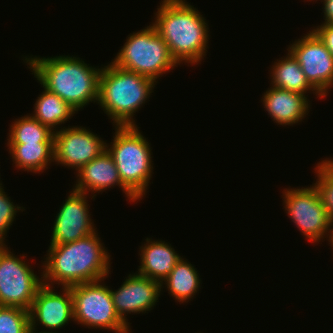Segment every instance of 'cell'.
Listing matches in <instances>:
<instances>
[{
	"mask_svg": "<svg viewBox=\"0 0 333 333\" xmlns=\"http://www.w3.org/2000/svg\"><path fill=\"white\" fill-rule=\"evenodd\" d=\"M101 242L95 231L74 242L50 245L43 261V284L54 286L56 282L62 287H71L105 280L111 260Z\"/></svg>",
	"mask_w": 333,
	"mask_h": 333,
	"instance_id": "6da1fadb",
	"label": "cell"
},
{
	"mask_svg": "<svg viewBox=\"0 0 333 333\" xmlns=\"http://www.w3.org/2000/svg\"><path fill=\"white\" fill-rule=\"evenodd\" d=\"M79 57H26L34 77L43 88L57 94L76 112L90 102L98 101L99 81L102 68L89 66Z\"/></svg>",
	"mask_w": 333,
	"mask_h": 333,
	"instance_id": "7a4b0ae2",
	"label": "cell"
},
{
	"mask_svg": "<svg viewBox=\"0 0 333 333\" xmlns=\"http://www.w3.org/2000/svg\"><path fill=\"white\" fill-rule=\"evenodd\" d=\"M158 7L152 25L178 65L201 64L209 41L207 20L185 0H163Z\"/></svg>",
	"mask_w": 333,
	"mask_h": 333,
	"instance_id": "3957f363",
	"label": "cell"
},
{
	"mask_svg": "<svg viewBox=\"0 0 333 333\" xmlns=\"http://www.w3.org/2000/svg\"><path fill=\"white\" fill-rule=\"evenodd\" d=\"M155 81L117 67L112 62L102 67L97 104L115 126H136L132 118L148 100Z\"/></svg>",
	"mask_w": 333,
	"mask_h": 333,
	"instance_id": "277c9868",
	"label": "cell"
},
{
	"mask_svg": "<svg viewBox=\"0 0 333 333\" xmlns=\"http://www.w3.org/2000/svg\"><path fill=\"white\" fill-rule=\"evenodd\" d=\"M114 127V139L111 146L106 144V149L114 159L123 185L139 201L146 195L152 178V149L137 125Z\"/></svg>",
	"mask_w": 333,
	"mask_h": 333,
	"instance_id": "5b68a950",
	"label": "cell"
},
{
	"mask_svg": "<svg viewBox=\"0 0 333 333\" xmlns=\"http://www.w3.org/2000/svg\"><path fill=\"white\" fill-rule=\"evenodd\" d=\"M111 62L121 69L146 76L155 82L178 64L152 24L130 34Z\"/></svg>",
	"mask_w": 333,
	"mask_h": 333,
	"instance_id": "8992f818",
	"label": "cell"
},
{
	"mask_svg": "<svg viewBox=\"0 0 333 333\" xmlns=\"http://www.w3.org/2000/svg\"><path fill=\"white\" fill-rule=\"evenodd\" d=\"M104 280L71 286L73 321L88 328L107 329L115 333H130L115 311L110 288Z\"/></svg>",
	"mask_w": 333,
	"mask_h": 333,
	"instance_id": "52a82bcc",
	"label": "cell"
},
{
	"mask_svg": "<svg viewBox=\"0 0 333 333\" xmlns=\"http://www.w3.org/2000/svg\"><path fill=\"white\" fill-rule=\"evenodd\" d=\"M283 191L285 211L303 236L318 243L327 234L325 238L329 237V241L333 226L316 186Z\"/></svg>",
	"mask_w": 333,
	"mask_h": 333,
	"instance_id": "ba28073f",
	"label": "cell"
},
{
	"mask_svg": "<svg viewBox=\"0 0 333 333\" xmlns=\"http://www.w3.org/2000/svg\"><path fill=\"white\" fill-rule=\"evenodd\" d=\"M0 245V306L18 307L29 311L43 278L37 276L26 261Z\"/></svg>",
	"mask_w": 333,
	"mask_h": 333,
	"instance_id": "9c48e42d",
	"label": "cell"
},
{
	"mask_svg": "<svg viewBox=\"0 0 333 333\" xmlns=\"http://www.w3.org/2000/svg\"><path fill=\"white\" fill-rule=\"evenodd\" d=\"M288 47L297 59L309 84L324 98L333 87V56L311 29Z\"/></svg>",
	"mask_w": 333,
	"mask_h": 333,
	"instance_id": "30bf717a",
	"label": "cell"
},
{
	"mask_svg": "<svg viewBox=\"0 0 333 333\" xmlns=\"http://www.w3.org/2000/svg\"><path fill=\"white\" fill-rule=\"evenodd\" d=\"M89 130L73 126L54 131V162L77 172L106 150L107 143Z\"/></svg>",
	"mask_w": 333,
	"mask_h": 333,
	"instance_id": "8fae6325",
	"label": "cell"
},
{
	"mask_svg": "<svg viewBox=\"0 0 333 333\" xmlns=\"http://www.w3.org/2000/svg\"><path fill=\"white\" fill-rule=\"evenodd\" d=\"M87 203L86 193L70 191L56 215L50 245L74 242L96 231Z\"/></svg>",
	"mask_w": 333,
	"mask_h": 333,
	"instance_id": "7c38bea8",
	"label": "cell"
},
{
	"mask_svg": "<svg viewBox=\"0 0 333 333\" xmlns=\"http://www.w3.org/2000/svg\"><path fill=\"white\" fill-rule=\"evenodd\" d=\"M55 287L43 284L29 309L30 329L37 331L36 325L42 324V333H54L73 319V298L70 287H63L62 294L54 291ZM39 321V322H38ZM37 322V324H36Z\"/></svg>",
	"mask_w": 333,
	"mask_h": 333,
	"instance_id": "4fadbf2b",
	"label": "cell"
},
{
	"mask_svg": "<svg viewBox=\"0 0 333 333\" xmlns=\"http://www.w3.org/2000/svg\"><path fill=\"white\" fill-rule=\"evenodd\" d=\"M116 313L130 327L127 314L152 310L161 293V283L138 273L129 274L116 291L110 289Z\"/></svg>",
	"mask_w": 333,
	"mask_h": 333,
	"instance_id": "5bb4252c",
	"label": "cell"
},
{
	"mask_svg": "<svg viewBox=\"0 0 333 333\" xmlns=\"http://www.w3.org/2000/svg\"><path fill=\"white\" fill-rule=\"evenodd\" d=\"M76 184L73 190L88 194L91 191L96 196V192L115 187L122 188V191L132 202L138 199L123 185L116 164L108 150H104L99 156L95 157L89 163L77 171ZM112 186V187H111Z\"/></svg>",
	"mask_w": 333,
	"mask_h": 333,
	"instance_id": "9a60e30c",
	"label": "cell"
},
{
	"mask_svg": "<svg viewBox=\"0 0 333 333\" xmlns=\"http://www.w3.org/2000/svg\"><path fill=\"white\" fill-rule=\"evenodd\" d=\"M308 95L271 86L263 94V106L278 125L301 122L309 113Z\"/></svg>",
	"mask_w": 333,
	"mask_h": 333,
	"instance_id": "2e32d148",
	"label": "cell"
},
{
	"mask_svg": "<svg viewBox=\"0 0 333 333\" xmlns=\"http://www.w3.org/2000/svg\"><path fill=\"white\" fill-rule=\"evenodd\" d=\"M145 240L144 246L140 247L141 262L137 272L162 283L182 257L165 241Z\"/></svg>",
	"mask_w": 333,
	"mask_h": 333,
	"instance_id": "e0dca14e",
	"label": "cell"
},
{
	"mask_svg": "<svg viewBox=\"0 0 333 333\" xmlns=\"http://www.w3.org/2000/svg\"><path fill=\"white\" fill-rule=\"evenodd\" d=\"M287 53V56H284L285 58L283 57L281 58L282 60H277L273 63L272 69H270V76H272L270 84L274 87L302 93L304 95L307 94V91L308 93L313 91L316 96L318 95V97L322 99L323 97L307 81L297 59L289 50Z\"/></svg>",
	"mask_w": 333,
	"mask_h": 333,
	"instance_id": "ac0fdd59",
	"label": "cell"
},
{
	"mask_svg": "<svg viewBox=\"0 0 333 333\" xmlns=\"http://www.w3.org/2000/svg\"><path fill=\"white\" fill-rule=\"evenodd\" d=\"M15 167L27 172L42 173L54 162V143L7 144Z\"/></svg>",
	"mask_w": 333,
	"mask_h": 333,
	"instance_id": "d6986e66",
	"label": "cell"
},
{
	"mask_svg": "<svg viewBox=\"0 0 333 333\" xmlns=\"http://www.w3.org/2000/svg\"><path fill=\"white\" fill-rule=\"evenodd\" d=\"M197 272L191 263L181 258L175 264L172 272L161 283V289H163V285H166L168 293L176 301L187 303L199 291V287H201V280Z\"/></svg>",
	"mask_w": 333,
	"mask_h": 333,
	"instance_id": "ffe728a7",
	"label": "cell"
},
{
	"mask_svg": "<svg viewBox=\"0 0 333 333\" xmlns=\"http://www.w3.org/2000/svg\"><path fill=\"white\" fill-rule=\"evenodd\" d=\"M43 89L44 91L36 100L34 114L31 115L52 131H56V128L59 129L57 126H61L62 123L64 124L72 118L76 110L57 94Z\"/></svg>",
	"mask_w": 333,
	"mask_h": 333,
	"instance_id": "44dd1931",
	"label": "cell"
},
{
	"mask_svg": "<svg viewBox=\"0 0 333 333\" xmlns=\"http://www.w3.org/2000/svg\"><path fill=\"white\" fill-rule=\"evenodd\" d=\"M7 144L54 143V131L31 115H25L10 126Z\"/></svg>",
	"mask_w": 333,
	"mask_h": 333,
	"instance_id": "7402d4cb",
	"label": "cell"
},
{
	"mask_svg": "<svg viewBox=\"0 0 333 333\" xmlns=\"http://www.w3.org/2000/svg\"><path fill=\"white\" fill-rule=\"evenodd\" d=\"M315 173L317 180L314 185L319 191L333 226V159L328 158L318 162Z\"/></svg>",
	"mask_w": 333,
	"mask_h": 333,
	"instance_id": "603a6c76",
	"label": "cell"
},
{
	"mask_svg": "<svg viewBox=\"0 0 333 333\" xmlns=\"http://www.w3.org/2000/svg\"><path fill=\"white\" fill-rule=\"evenodd\" d=\"M29 311L10 306H0V333H28Z\"/></svg>",
	"mask_w": 333,
	"mask_h": 333,
	"instance_id": "cb8c5ba5",
	"label": "cell"
},
{
	"mask_svg": "<svg viewBox=\"0 0 333 333\" xmlns=\"http://www.w3.org/2000/svg\"><path fill=\"white\" fill-rule=\"evenodd\" d=\"M4 187L0 183V245L5 244V236L12 225L18 210L24 211L23 207L15 205L4 192Z\"/></svg>",
	"mask_w": 333,
	"mask_h": 333,
	"instance_id": "d4e9b609",
	"label": "cell"
},
{
	"mask_svg": "<svg viewBox=\"0 0 333 333\" xmlns=\"http://www.w3.org/2000/svg\"><path fill=\"white\" fill-rule=\"evenodd\" d=\"M333 56V24L318 25L312 29Z\"/></svg>",
	"mask_w": 333,
	"mask_h": 333,
	"instance_id": "484cf974",
	"label": "cell"
},
{
	"mask_svg": "<svg viewBox=\"0 0 333 333\" xmlns=\"http://www.w3.org/2000/svg\"><path fill=\"white\" fill-rule=\"evenodd\" d=\"M323 2V13H324V23L325 24H333V0H321Z\"/></svg>",
	"mask_w": 333,
	"mask_h": 333,
	"instance_id": "4316f807",
	"label": "cell"
},
{
	"mask_svg": "<svg viewBox=\"0 0 333 333\" xmlns=\"http://www.w3.org/2000/svg\"><path fill=\"white\" fill-rule=\"evenodd\" d=\"M28 333H42V332H40V331H39V332H38V331L36 332L35 330L29 329ZM50 333H51V332H50ZM54 333H57V331H55Z\"/></svg>",
	"mask_w": 333,
	"mask_h": 333,
	"instance_id": "83f0119b",
	"label": "cell"
},
{
	"mask_svg": "<svg viewBox=\"0 0 333 333\" xmlns=\"http://www.w3.org/2000/svg\"><path fill=\"white\" fill-rule=\"evenodd\" d=\"M329 242L331 243V247H333V230H332V234H331V237H330V240H329Z\"/></svg>",
	"mask_w": 333,
	"mask_h": 333,
	"instance_id": "f1b7e54d",
	"label": "cell"
}]
</instances>
